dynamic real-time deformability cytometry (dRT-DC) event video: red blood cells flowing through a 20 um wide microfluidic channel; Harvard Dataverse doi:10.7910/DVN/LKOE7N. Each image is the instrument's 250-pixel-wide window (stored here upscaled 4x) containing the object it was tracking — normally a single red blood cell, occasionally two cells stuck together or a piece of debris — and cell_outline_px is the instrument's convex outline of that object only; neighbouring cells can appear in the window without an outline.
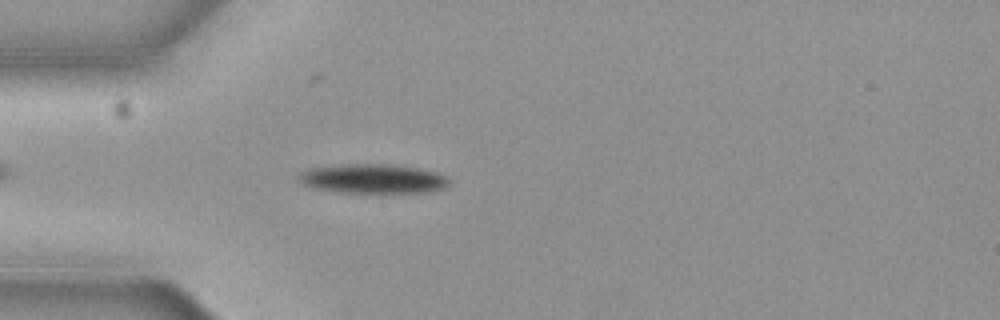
{"species": "common noctule bat (a hibernating species)", "species_latin": "Nyctalus noctula", "temperature_condition": "cold", "stored_images_in_passage": 4, "camera_frame_rate_fps": 3000, "um_per_image_px": 0.085, "animal": {"sex": "female", "body_mass_g": 19.3, "forearm_length_mm": 54.1}, "frame": {"image": 1, "passage_image": 4, "time_ms": 1.0, "image_size_px": [1000, 320], "cell_outline_px": [[452, 180], [444, 188], [424, 192], [380, 196], [340, 192], [312, 188], [304, 184], [300, 180], [300, 176], [304, 172], [312, 168], [348, 164], [388, 164], [416, 168], [436, 172], [448, 176]], "centroid_in_image_um": [31.8, 15.25], "position_along_channel_um": 53.2, "area_um2": 26.47}}